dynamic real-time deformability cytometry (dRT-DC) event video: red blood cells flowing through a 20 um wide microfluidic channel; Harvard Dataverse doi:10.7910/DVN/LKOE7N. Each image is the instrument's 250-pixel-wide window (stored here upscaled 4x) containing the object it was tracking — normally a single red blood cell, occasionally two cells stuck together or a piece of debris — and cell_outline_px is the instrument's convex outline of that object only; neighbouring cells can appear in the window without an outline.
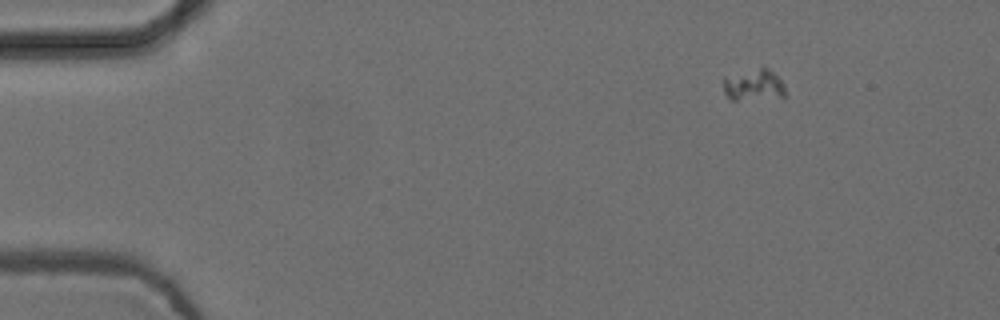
{"species": "common noctule bat (a hibernating species)", "species_latin": "Nyctalus noctula", "temperature_condition": "cold", "stored_images_in_passage": 49, "camera_frame_rate_fps": 3000, "um_per_image_px": 0.085, "animal": {"sex": "female", "body_mass_g": 24.6, "forearm_length_mm": 56.2}, "frame": {"image": 1, "passage_image": 1, "time_ms": 0.0, "image_size_px": [1000, 320], "cell_outline_px": [[784, 96], [736, 100], [732, 100], [724, 92], [724, 76], [764, 64], [780, 80], [784, 88]], "centroid_in_image_um": [64.02, 7.16], "position_along_channel_um": 21.0, "area_um2": 11.44}}
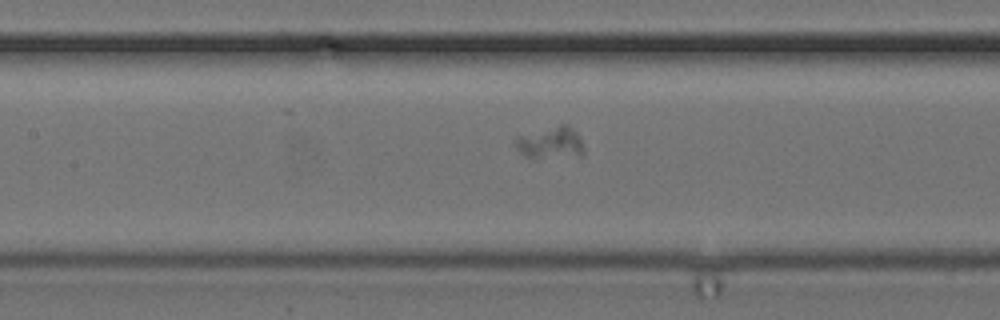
{"frame": {"image": 2, "passage_image": 21, "time_ms": 6.667, "image_size_px": [1000, 320], "cell_outline_px": [[584, 152], [580, 156], [536, 160], [524, 156], [516, 148], [516, 136], [560, 124], [568, 124], [576, 132], [584, 148]], "centroid_in_image_um": [46.79, 12.18], "position_along_channel_um": 160.6, "area_um2": 13.18}}
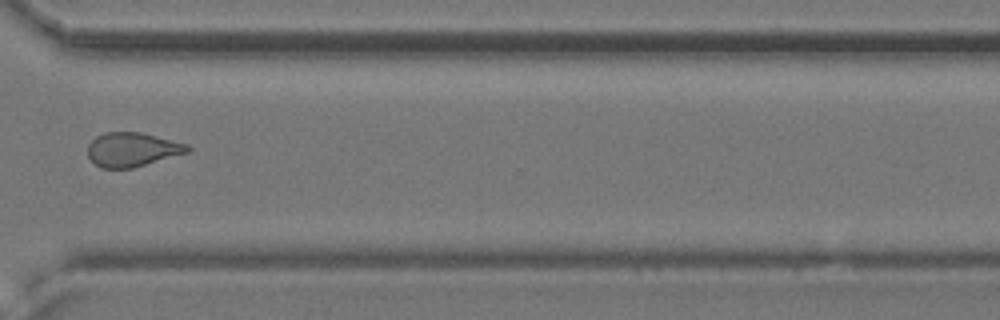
{"frame": {"image": 3, "passage_image": 36, "time_ms": 11.667, "image_size_px": [1000, 320], "cell_outline_px": [[192, 148], [188, 152], [132, 168], [100, 168], [88, 156], [88, 144], [96, 136], [104, 132], [140, 132], [188, 144]], "centroid_in_image_um": [11.23, 12.7], "position_along_channel_um": 359.4, "area_um2": 19.71}}